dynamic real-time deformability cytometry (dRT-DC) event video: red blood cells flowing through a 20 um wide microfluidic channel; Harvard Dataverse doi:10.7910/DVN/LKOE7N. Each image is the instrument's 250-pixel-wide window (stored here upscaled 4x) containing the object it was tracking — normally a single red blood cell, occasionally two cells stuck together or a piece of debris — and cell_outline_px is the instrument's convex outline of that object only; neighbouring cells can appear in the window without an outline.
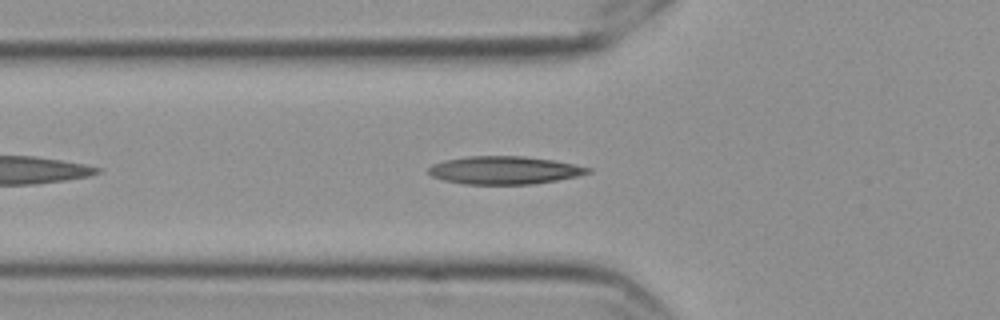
{"species": "Egyptian fruit bat (a non-hibernating species)", "species_latin": "Rousettus aegyptiacus", "temperature_condition": "cold", "stored_images_in_passage": 41, "camera_frame_rate_fps": 3000, "um_per_image_px": 0.085, "frame": {"image": 1, "passage_image": 7, "time_ms": 2.0, "image_size_px": [1000, 320], "cell_outline_px": [[592, 172], [576, 176], [556, 180], [532, 184], [464, 184], [444, 180], [432, 176], [428, 172], [428, 168], [432, 164], [444, 160], [468, 156], [524, 156], [556, 160], [592, 168]], "centroid_in_image_um": [42.87, 14.46], "position_along_channel_um": 82.9, "area_um2": 26.01}}
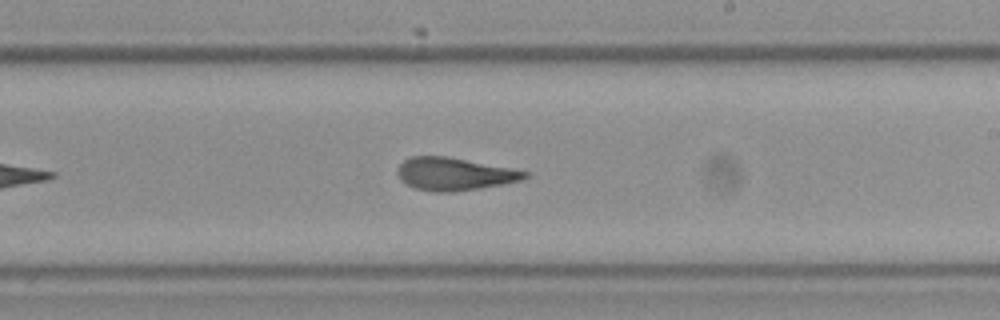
{"frame": {"image": 2, "passage_image": 21, "time_ms": 6.667, "image_size_px": [1000, 320], "cell_outline_px": [[528, 176], [520, 180], [480, 188], [452, 192], [436, 192], [416, 188], [400, 180], [396, 172], [400, 164], [404, 160], [412, 156], [448, 156], [528, 172]], "centroid_in_image_um": [38.56, 14.78], "position_along_channel_um": 250.4, "area_um2": 23.87}}
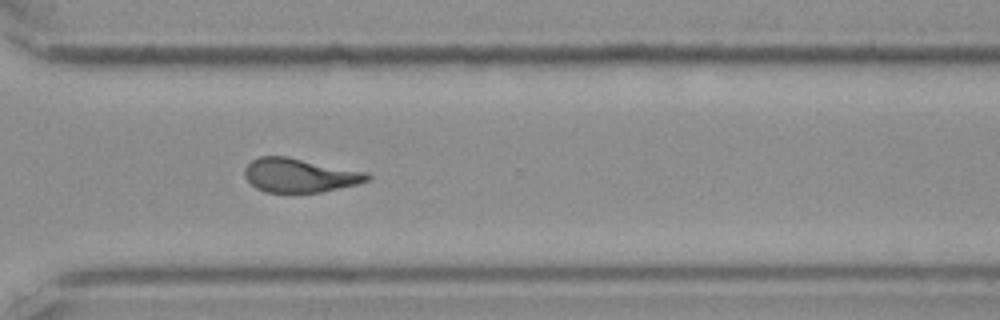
{"frame": {"image": 3, "passage_image": 29, "time_ms": 9.333, "image_size_px": [1000, 320], "cell_outline_px": [[372, 176], [368, 180], [360, 184], [320, 192], [264, 192], [256, 188], [244, 176], [244, 168], [252, 160], [260, 156], [288, 156], [368, 172]], "centroid_in_image_um": [25.49, 14.89], "position_along_channel_um": 345.1, "area_um2": 24.45}, "authors_computed_cell_mechanics": {"area_um2": 24.5072, "velocity_mm_per_s": 3.566, "shape_relaxation_time_tau1_ms": 6.5969, "shape_relaxation_time_tau2_ms": 2.6007, "deformation_change_tau1": 0.1823, "deformation_change_tau2": 0.1079}}